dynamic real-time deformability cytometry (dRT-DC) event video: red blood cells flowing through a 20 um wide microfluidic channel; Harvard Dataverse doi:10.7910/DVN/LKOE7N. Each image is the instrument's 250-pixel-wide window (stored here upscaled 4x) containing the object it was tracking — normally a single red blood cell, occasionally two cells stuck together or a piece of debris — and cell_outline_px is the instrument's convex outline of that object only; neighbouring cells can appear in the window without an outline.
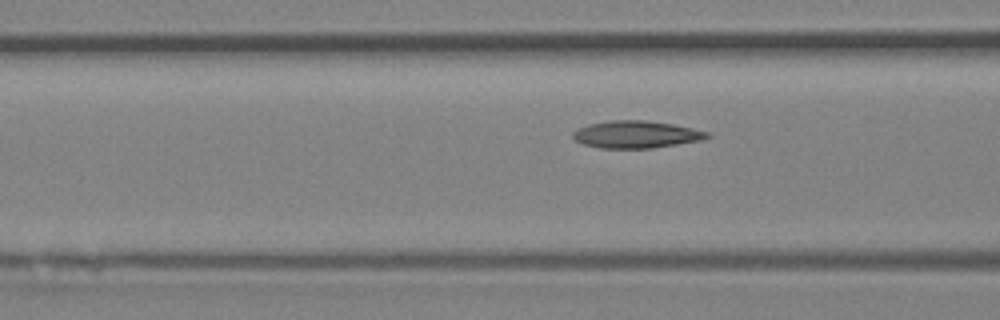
{"species": "Egyptian fruit bat (a non-hibernating species)", "species_latin": "Rousettus aegyptiacus", "temperature_condition": "room temperature", "stored_images_in_passage": 3, "camera_frame_rate_fps": 3000, "um_per_image_px": 0.085, "animal": {"sex": "female"}, "frame": {"image": 1, "passage_image": 3, "time_ms": 0.667, "image_size_px": [1000, 320], "cell_outline_px": [[712, 136], [700, 140], [652, 148], [600, 148], [584, 144], [576, 140], [572, 136], [572, 132], [576, 128], [588, 124], [612, 120], [644, 120], [672, 124], [692, 128], [708, 132]], "centroid_in_image_um": [54.04, 11.42], "position_along_channel_um": 112.6, "area_um2": 21.21}}